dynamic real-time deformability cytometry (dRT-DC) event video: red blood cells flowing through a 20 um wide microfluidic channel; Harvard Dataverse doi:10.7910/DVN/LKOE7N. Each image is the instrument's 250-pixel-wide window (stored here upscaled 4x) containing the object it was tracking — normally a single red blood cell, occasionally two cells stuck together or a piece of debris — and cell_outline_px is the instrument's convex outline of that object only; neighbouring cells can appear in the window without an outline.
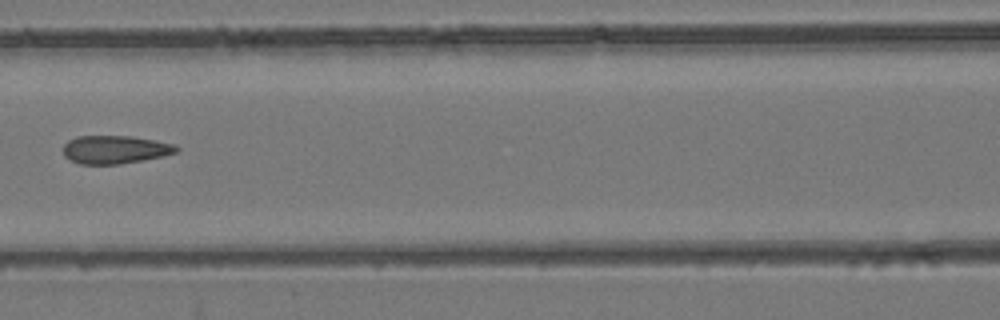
{"species": "common noctule bat (a hibernating species)", "species_latin": "Nyctalus noctula", "temperature_condition": "room temperature", "stored_images_in_passage": 7, "camera_frame_rate_fps": 3000, "um_per_image_px": 0.085, "animal": {"sex": "female", "body_mass_g": 24.6, "forearm_length_mm": 56.2}, "frame": {"image": 1, "passage_image": 7, "time_ms": 8.0, "image_size_px": [1000, 320], "cell_outline_px": [[180, 148], [176, 152], [160, 156], [120, 164], [80, 164], [64, 156], [64, 144], [68, 140], [76, 136], [132, 136], [172, 144]], "centroid_in_image_um": [9.72, 12.7], "position_along_channel_um": 156.9, "area_um2": 18.26}}